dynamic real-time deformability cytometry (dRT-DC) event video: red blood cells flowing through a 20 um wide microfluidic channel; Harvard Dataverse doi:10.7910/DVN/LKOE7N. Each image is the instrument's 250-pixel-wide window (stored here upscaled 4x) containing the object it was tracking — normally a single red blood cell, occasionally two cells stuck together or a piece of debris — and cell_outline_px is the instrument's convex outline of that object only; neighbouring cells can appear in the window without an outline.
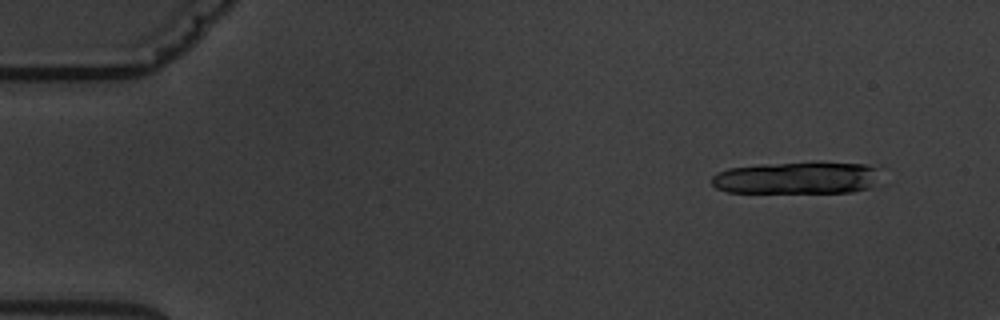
{"species": "common noctule bat (a hibernating species)", "species_latin": "Nyctalus noctula", "temperature_condition": "warm", "stored_images_in_passage": 5, "camera_frame_rate_fps": 3000, "um_per_image_px": 0.085, "animal": {"sex": "male", "body_mass_g": 19.5, "forearm_length_mm": 54.6}, "frame": {"image": 1, "passage_image": 2, "time_ms": 1.0, "image_size_px": [1000, 320], "cell_outline_px": [[880, 168], [868, 188], [852, 192], [728, 192], [716, 188], [712, 184], [712, 176], [716, 172], [728, 168], [760, 164], [812, 160], [864, 164]], "centroid_in_image_um": [67.69, 15.08], "position_along_channel_um": 17.3, "area_um2": 32.19}}